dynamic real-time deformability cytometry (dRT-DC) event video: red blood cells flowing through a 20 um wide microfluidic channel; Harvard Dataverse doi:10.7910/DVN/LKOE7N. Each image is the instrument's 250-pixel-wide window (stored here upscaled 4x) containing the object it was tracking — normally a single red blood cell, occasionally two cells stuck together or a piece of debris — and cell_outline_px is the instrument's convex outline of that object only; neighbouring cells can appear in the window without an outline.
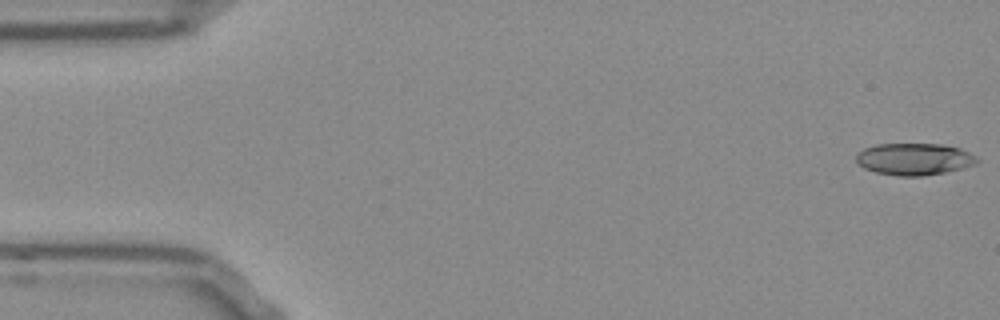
{"species": "Egyptian fruit bat (a non-hibernating species)", "species_latin": "Rousettus aegyptiacus", "temperature_condition": "room temperature", "stored_images_in_passage": 53, "camera_frame_rate_fps": 3000, "um_per_image_px": 0.085, "frame": {"image": 1, "passage_image": 1, "time_ms": 0.0, "image_size_px": [1000, 320], "cell_outline_px": [[980, 160], [976, 164], [944, 172], [920, 176], [896, 176], [876, 172], [864, 168], [856, 160], [856, 152], [864, 148], [876, 144], [940, 144], [960, 148], [968, 152]], "centroid_in_image_um": [77.67, 13.52], "position_along_channel_um": 7.3, "area_um2": 22.37}}
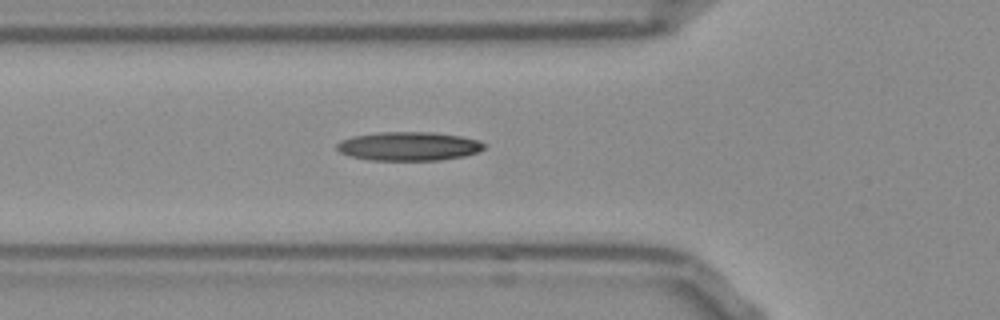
{"frame": {"image": 2, "passage_image": 18, "time_ms": 5.667, "image_size_px": [1000, 320], "cell_outline_px": [[484, 148], [476, 152], [464, 156], [440, 160], [368, 160], [352, 156], [340, 152], [336, 148], [336, 144], [340, 140], [352, 136], [380, 132], [432, 132], [460, 136], [480, 140], [484, 144]], "centroid_in_image_um": [34.72, 12.42], "position_along_channel_um": 91.1, "area_um2": 24.68}}
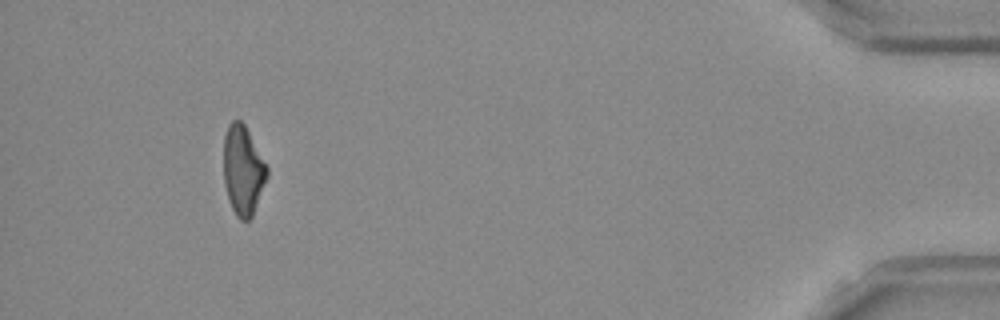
{"frame": {"image": 3, "passage_image": 49, "time_ms": 16.0, "image_size_px": [1000, 320], "cell_outline_px": [[268, 176], [252, 216], [248, 220], [240, 220], [236, 216], [232, 208], [224, 184], [224, 136], [228, 124], [232, 120], [240, 120], [244, 124], [268, 168]], "centroid_in_image_um": [20.65, 14.47], "position_along_channel_um": 414.6, "area_um2": 22.37}, "authors_computed_cell_mechanics": {"area_um2": 23.0622, "velocity_mm_per_s": 3.8102, "shape_relaxation_time_tau1_ms": null, "shape_relaxation_time_tau2_ms": 6.9172, "deformation_change_tau1": null, "deformation_change_tau2": 0.1795}}